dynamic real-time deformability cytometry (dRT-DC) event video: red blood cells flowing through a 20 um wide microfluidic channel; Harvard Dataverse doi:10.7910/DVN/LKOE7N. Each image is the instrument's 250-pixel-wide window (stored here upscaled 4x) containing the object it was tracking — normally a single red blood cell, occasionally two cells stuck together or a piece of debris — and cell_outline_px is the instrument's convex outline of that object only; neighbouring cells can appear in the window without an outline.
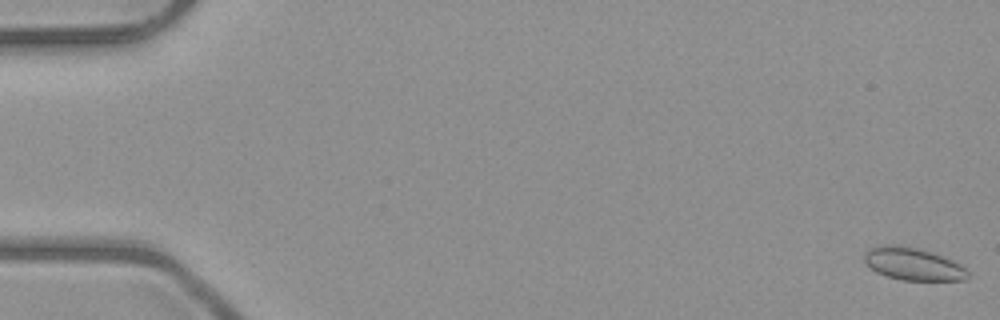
{"species": "common noctule bat (a hibernating species)", "species_latin": "Nyctalus noctula", "temperature_condition": "room temperature", "stored_images_in_passage": 53, "camera_frame_rate_fps": 3000, "um_per_image_px": 0.085, "animal": {"sex": "male", "body_mass_g": 23.1, "forearm_length_mm": 52.7}, "frame": {"image": 1, "passage_image": 1, "time_ms": 0.0, "image_size_px": [1000, 320], "cell_outline_px": [[968, 280], [900, 280], [876, 272], [864, 264], [864, 252], [868, 248], [888, 244], [900, 244], [932, 252], [952, 260], [960, 264], [968, 272]], "centroid_in_image_um": [77.56, 22.43], "position_along_channel_um": 7.4, "area_um2": 19.77}}
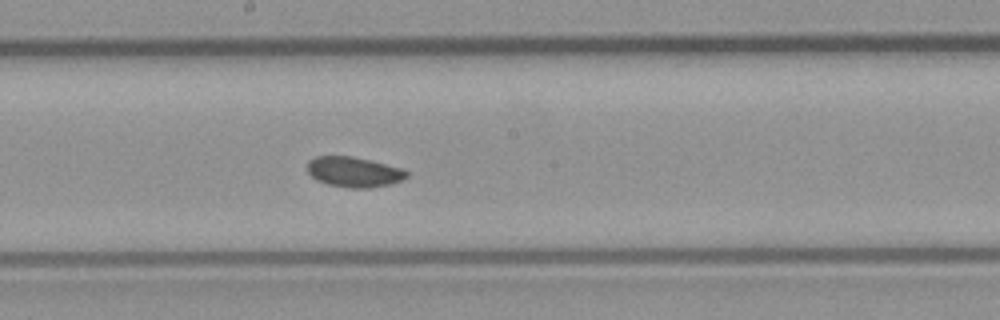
{"frame": {"image": 2, "passage_image": 29, "time_ms": 9.333, "image_size_px": [1000, 320], "cell_outline_px": [[408, 176], [404, 180], [388, 184], [368, 188], [348, 188], [328, 184], [316, 180], [308, 172], [308, 160], [316, 156], [352, 156], [372, 160], [400, 168], [408, 172]], "centroid_in_image_um": [30.08, 14.61], "position_along_channel_um": 218.1, "area_um2": 17.51}}
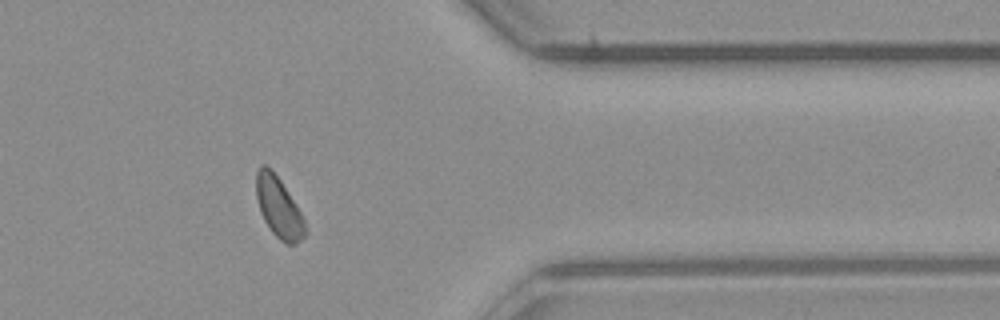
{"frame": {"image": 3, "passage_image": 43, "time_ms": 14.0, "image_size_px": [1000, 320], "cell_outline_px": [[308, 232], [296, 244], [288, 244], [280, 240], [272, 232], [264, 220], [260, 212], [256, 196], [256, 172], [260, 164], [264, 164], [272, 168], [280, 180], [300, 212], [304, 220]], "centroid_in_image_um": [23.67, 17.61], "position_along_channel_um": 387.7, "area_um2": 17.22}}